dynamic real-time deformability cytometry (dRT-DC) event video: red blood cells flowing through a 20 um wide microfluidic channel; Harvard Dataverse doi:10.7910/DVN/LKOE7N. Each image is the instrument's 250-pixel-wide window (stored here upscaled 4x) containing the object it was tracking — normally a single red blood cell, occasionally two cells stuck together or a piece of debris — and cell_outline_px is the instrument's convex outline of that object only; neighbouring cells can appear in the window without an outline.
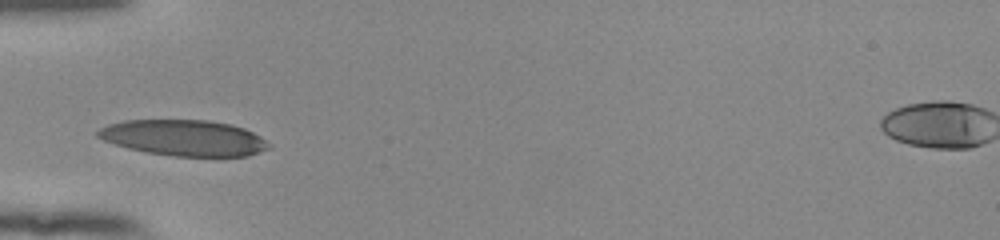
{"species": "human", "species_latin": "Homo sapiens", "temperature_condition": "room temperature", "stored_images_in_passage": 29, "camera_frame_rate_fps": 3000, "um_per_image_px": 0.085, "donor": {"sex": "female"}, "frame": {"image": 1, "passage_image": 1, "time_ms": 0.0, "image_size_px": [1000, 240], "cell_outline_px": [[272, 148], [248, 156], [176, 156], [148, 152], [128, 148], [104, 140], [96, 136], [96, 132], [100, 128], [108, 124], [124, 120], [208, 120], [228, 124], [244, 128], [260, 136]], "centroid_in_image_um": [15.63, 11.71], "position_along_channel_um": 69.4, "area_um2": 35.55}}
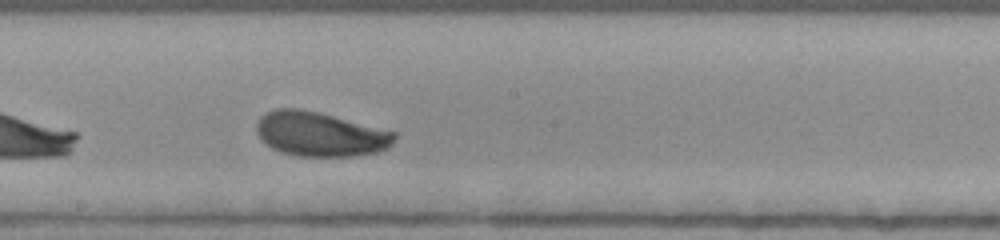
{"frame": {"image": 2, "passage_image": 13, "time_ms": 4.0, "image_size_px": [1000, 240], "cell_outline_px": [[396, 136], [392, 144], [388, 148], [380, 152], [356, 156], [296, 156], [280, 152], [272, 148], [260, 140], [256, 132], [256, 124], [260, 116], [276, 108], [300, 108], [396, 132]], "centroid_in_image_um": [27.18, 11.42], "position_along_channel_um": 221.0, "area_um2": 35.78}}
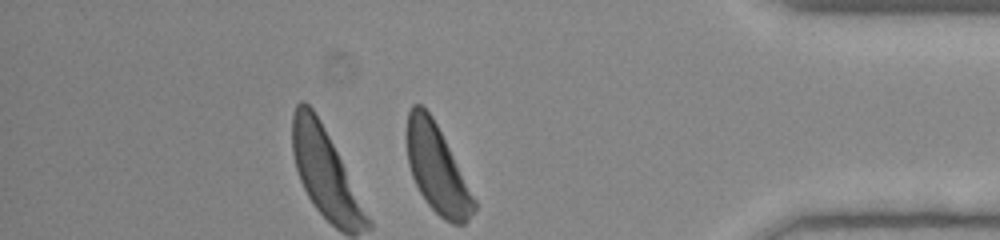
{"frame": {"image": 3, "passage_image": 29, "time_ms": 9.333, "image_size_px": [1000, 240], "cell_outline_px": [[476, 208], [468, 220], [464, 224], [452, 224], [444, 220], [428, 204], [420, 192], [412, 176], [408, 164], [404, 132], [408, 112], [412, 104], [420, 104], [432, 116], [476, 200]], "centroid_in_image_um": [37.1, 14.33], "position_along_channel_um": 398.1, "area_um2": 34.39}, "authors_computed_cell_mechanics": {"area_um2": 35.3736, "velocity_mm_per_s": 3.8292, "shape_relaxation_time_tau1_ms": 1.7471, "shape_relaxation_time_tau2_ms": null, "deformation_change_tau1": 0.1046, "deformation_change_tau2": null}}